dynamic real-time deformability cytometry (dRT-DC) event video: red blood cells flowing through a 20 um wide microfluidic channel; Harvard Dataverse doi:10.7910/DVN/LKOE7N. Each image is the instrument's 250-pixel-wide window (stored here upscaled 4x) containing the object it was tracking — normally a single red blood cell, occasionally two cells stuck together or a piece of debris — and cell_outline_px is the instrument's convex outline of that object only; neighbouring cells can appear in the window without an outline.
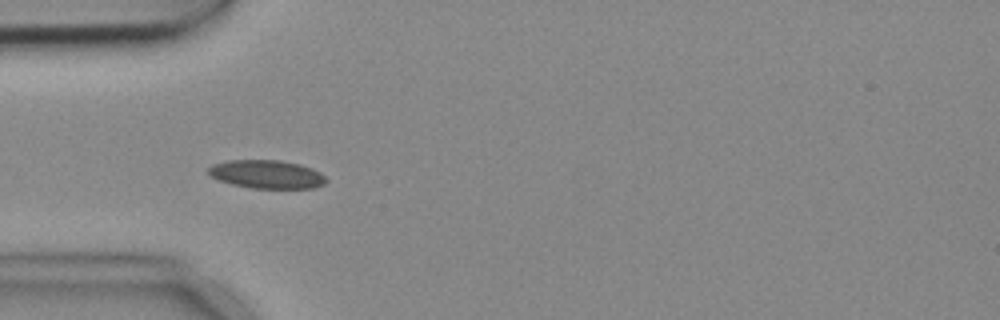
{"species": "common noctule bat (a hibernating species)", "species_latin": "Nyctalus noctula", "temperature_condition": "cold", "stored_images_in_passage": 7, "camera_frame_rate_fps": 3000, "um_per_image_px": 0.085, "animal": {"sex": "female", "body_mass_g": 18.4}, "frame": {"image": 1, "passage_image": 4, "time_ms": 1.0, "image_size_px": [1000, 320], "cell_outline_px": [[328, 180], [324, 184], [316, 188], [252, 188], [232, 184], [220, 180], [212, 176], [208, 172], [208, 168], [212, 164], [228, 160], [280, 160], [300, 164], [312, 168], [320, 172]], "centroid_in_image_um": [22.7, 14.81], "position_along_channel_um": 62.3, "area_um2": 19.48}}
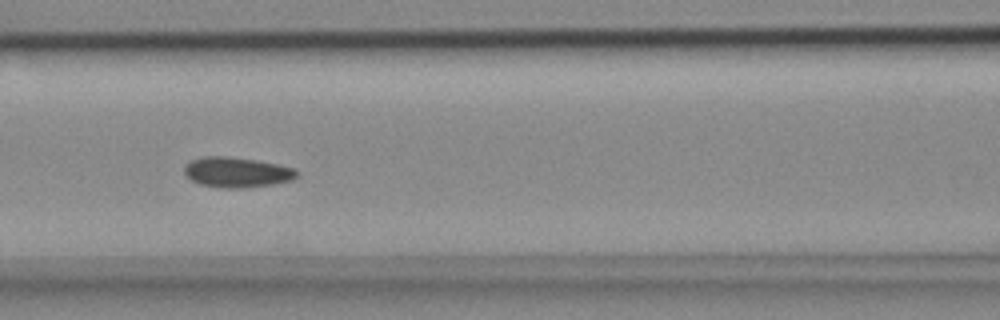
{"frame": {"image": 2, "passage_image": 6, "time_ms": 1.667, "image_size_px": [1000, 320], "cell_outline_px": [[300, 172], [292, 180], [272, 184], [244, 188], [216, 188], [200, 184], [192, 180], [184, 172], [184, 168], [192, 160], [204, 156], [224, 156], [256, 160], [296, 168]], "centroid_in_image_um": [20.15, 14.65], "position_along_channel_um": 146.4, "area_um2": 19.77}}
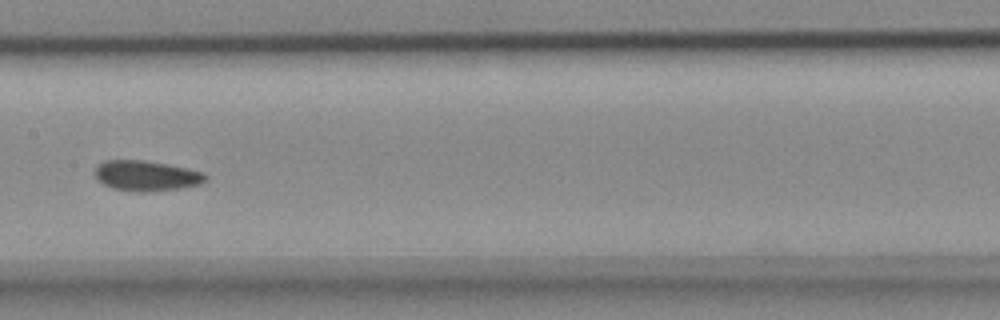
{"frame": {"image": 3, "passage_image": 7, "time_ms": 2.0, "image_size_px": [1000, 320], "cell_outline_px": [[208, 180], [200, 184], [180, 188], [148, 192], [136, 192], [112, 188], [104, 184], [96, 176], [96, 164], [104, 160], [144, 160], [168, 164], [188, 168], [204, 172], [208, 176]], "centroid_in_image_um": [12.48, 14.93], "position_along_channel_um": 194.9, "area_um2": 19.71}}